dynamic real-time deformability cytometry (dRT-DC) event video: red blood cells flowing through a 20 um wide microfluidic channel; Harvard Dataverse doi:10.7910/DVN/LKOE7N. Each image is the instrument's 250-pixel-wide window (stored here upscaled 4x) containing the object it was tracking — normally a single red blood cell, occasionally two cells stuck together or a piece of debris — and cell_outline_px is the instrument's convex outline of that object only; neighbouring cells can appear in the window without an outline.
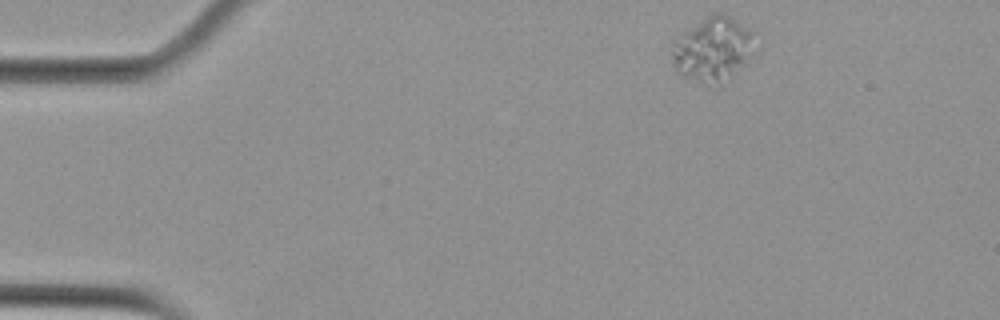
{"species": "Egyptian fruit bat (a non-hibernating species)", "species_latin": "Rousettus aegyptiacus", "temperature_condition": "cold", "stored_images_in_passage": 3, "camera_frame_rate_fps": 3000, "um_per_image_px": 0.085, "animal": {"sex": "female"}, "frame": {"image": 1, "passage_image": 1, "time_ms": 0.0, "image_size_px": [1000, 320], "cell_outline_px": [[756, 52], [720, 88], [708, 88], [680, 76], [676, 72], [672, 60], [672, 40], [712, 12], [724, 12], [756, 32]], "centroid_in_image_um": [60.62, 4.24], "position_along_channel_um": 24.4, "area_um2": 32.83}}